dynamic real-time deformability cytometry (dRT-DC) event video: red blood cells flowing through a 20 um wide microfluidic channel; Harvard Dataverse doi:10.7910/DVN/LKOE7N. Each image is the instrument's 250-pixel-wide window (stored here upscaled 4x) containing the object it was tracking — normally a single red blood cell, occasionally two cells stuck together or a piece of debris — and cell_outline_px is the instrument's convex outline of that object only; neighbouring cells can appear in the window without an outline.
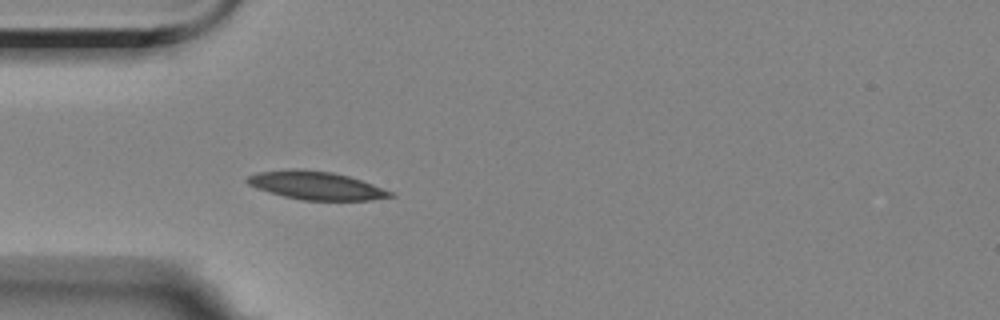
{"species": "Egyptian fruit bat (a non-hibernating species)", "species_latin": "Rousettus aegyptiacus", "temperature_condition": "room temperature", "stored_images_in_passage": 2, "camera_frame_rate_fps": 3000, "um_per_image_px": 0.085, "animal": {"sex": "female"}, "frame": {"image": 1, "passage_image": 2, "time_ms": 1.0, "image_size_px": [1000, 320], "cell_outline_px": [[396, 196], [372, 200], [300, 200], [284, 196], [256, 188], [248, 184], [244, 180], [248, 176], [256, 172], [292, 168], [296, 168], [332, 172], [348, 176], [372, 184], [392, 192]], "centroid_in_image_um": [26.83, 15.76], "position_along_channel_um": 58.2, "area_um2": 23.52}}